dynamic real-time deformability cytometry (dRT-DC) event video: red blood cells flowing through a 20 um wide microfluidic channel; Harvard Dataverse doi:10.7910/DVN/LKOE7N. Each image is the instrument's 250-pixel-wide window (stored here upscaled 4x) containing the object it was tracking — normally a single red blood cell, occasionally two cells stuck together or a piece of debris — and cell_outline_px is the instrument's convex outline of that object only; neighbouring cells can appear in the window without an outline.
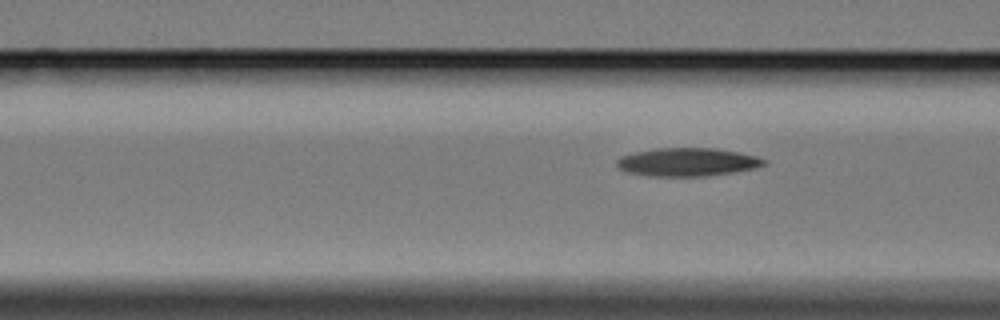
{"species": "Egyptian fruit bat (a non-hibernating species)", "species_latin": "Rousettus aegyptiacus", "temperature_condition": "cold", "stored_images_in_passage": 5, "camera_frame_rate_fps": 3000, "um_per_image_px": 0.085, "animal": {"sex": "female"}, "frame": {"image": 1, "passage_image": 5, "time_ms": 6.333, "image_size_px": [1000, 320], "cell_outline_px": [[768, 164], [756, 168], [732, 172], [704, 176], [648, 176], [624, 172], [616, 164], [616, 160], [620, 156], [632, 152], [656, 148], [716, 148], [740, 152], [756, 156], [768, 160]], "centroid_in_image_um": [58.42, 13.77], "position_along_channel_um": 108.2, "area_um2": 24.57}}